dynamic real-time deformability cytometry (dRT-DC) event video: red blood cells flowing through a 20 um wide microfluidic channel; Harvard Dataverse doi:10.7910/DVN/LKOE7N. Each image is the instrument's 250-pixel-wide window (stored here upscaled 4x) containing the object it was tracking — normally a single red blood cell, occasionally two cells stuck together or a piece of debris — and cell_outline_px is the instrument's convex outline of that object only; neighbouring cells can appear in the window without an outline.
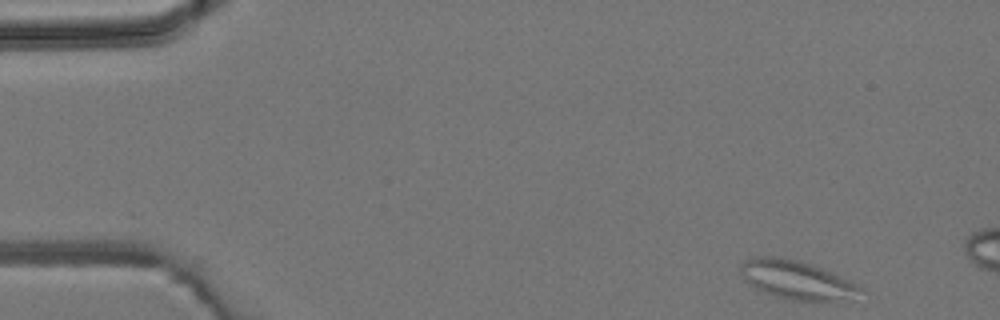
{"species": "common noctule bat (a hibernating species)", "species_latin": "Nyctalus noctula", "temperature_condition": "room temperature", "stored_images_in_passage": 3, "camera_frame_rate_fps": 3000, "um_per_image_px": 0.085, "animal": {"sex": "male", "body_mass_g": 19.2, "forearm_length_mm": 51.8}, "frame": {"image": 1, "passage_image": 1, "time_ms": 0.0, "image_size_px": [1000, 320], "cell_outline_px": [[860, 288], [840, 304], [820, 304], [792, 300], [764, 292], [748, 284], [744, 280], [740, 272], [740, 264], [744, 260], [756, 256], [768, 256], [800, 260], [812, 264], [832, 272], [856, 284]], "centroid_in_image_um": [67.69, 23.82], "position_along_channel_um": 17.3, "area_um2": 27.4}}